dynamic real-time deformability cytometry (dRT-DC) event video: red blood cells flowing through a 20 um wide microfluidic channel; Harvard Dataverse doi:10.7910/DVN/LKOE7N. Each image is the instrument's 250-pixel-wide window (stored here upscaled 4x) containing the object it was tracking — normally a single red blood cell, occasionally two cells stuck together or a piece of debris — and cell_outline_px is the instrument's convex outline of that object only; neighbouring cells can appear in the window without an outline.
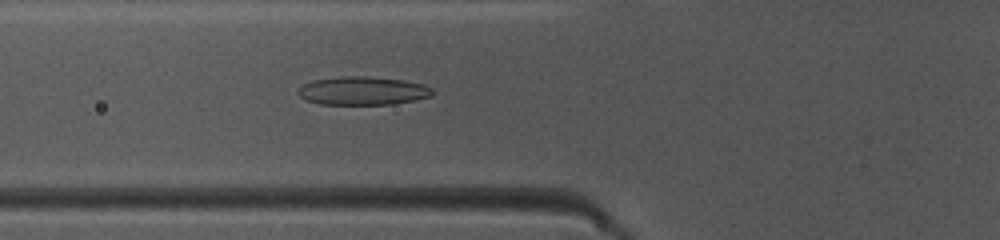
{"species": "common noctule bat (a hibernating species)", "species_latin": "Nyctalus noctula", "temperature_condition": "warm", "stored_images_in_passage": 42, "camera_frame_rate_fps": 3000, "um_per_image_px": 0.085, "animal": {"sex": "female", "body_mass_g": 10.0, "forearm_length_mm": 53.1}, "frame": {"image": 1, "passage_image": 12, "time_ms": 3.667, "image_size_px": [1000, 240], "cell_outline_px": [[432, 96], [392, 104], [320, 104], [308, 100], [300, 96], [296, 92], [304, 84], [312, 80], [340, 76], [364, 76], [404, 80], [424, 84], [432, 88]], "centroid_in_image_um": [30.83, 7.71], "position_along_channel_um": 95.0, "area_um2": 22.08}}
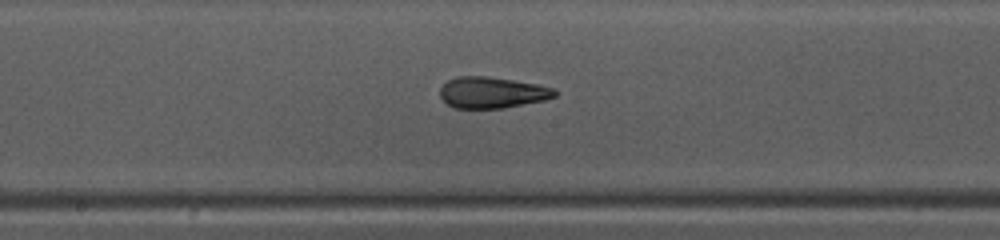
{"frame": {"image": 2, "passage_image": 20, "time_ms": 6.333, "image_size_px": [1000, 240], "cell_outline_px": [[556, 96], [544, 100], [504, 108], [452, 108], [440, 96], [440, 88], [448, 80], [456, 76], [488, 76], [536, 84], [556, 88]], "centroid_in_image_um": [41.82, 7.86], "position_along_channel_um": 206.4, "area_um2": 20.87}}
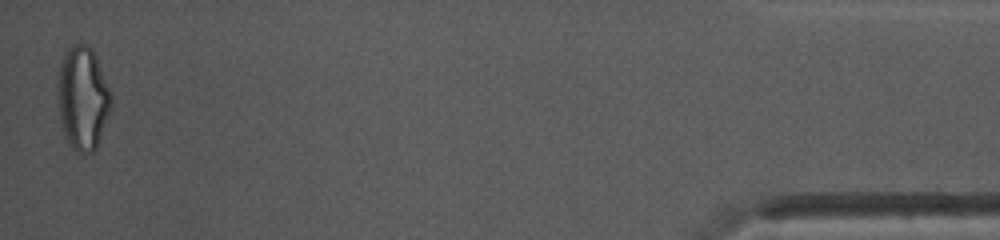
{"frame": {"image": 3, "passage_image": 42, "time_ms": 13.667, "image_size_px": [1000, 240], "cell_outline_px": [[112, 104], [96, 148], [92, 152], [80, 152], [72, 148], [68, 144], [60, 120], [56, 96], [60, 64], [64, 52], [72, 44], [88, 44], [92, 48], [96, 56], [112, 96]], "centroid_in_image_um": [7.01, 8.31], "position_along_channel_um": 428.2, "area_um2": 32.25}, "authors_computed_cell_mechanics": {"area_um2": 21.6172, "velocity_mm_per_s": 4.1328, "shape_relaxation_time_tau1_ms": 6.0335, "shape_relaxation_time_tau2_ms": 1.8096, "deformation_change_tau1": 0.185, "deformation_change_tau2": 0.1173}}